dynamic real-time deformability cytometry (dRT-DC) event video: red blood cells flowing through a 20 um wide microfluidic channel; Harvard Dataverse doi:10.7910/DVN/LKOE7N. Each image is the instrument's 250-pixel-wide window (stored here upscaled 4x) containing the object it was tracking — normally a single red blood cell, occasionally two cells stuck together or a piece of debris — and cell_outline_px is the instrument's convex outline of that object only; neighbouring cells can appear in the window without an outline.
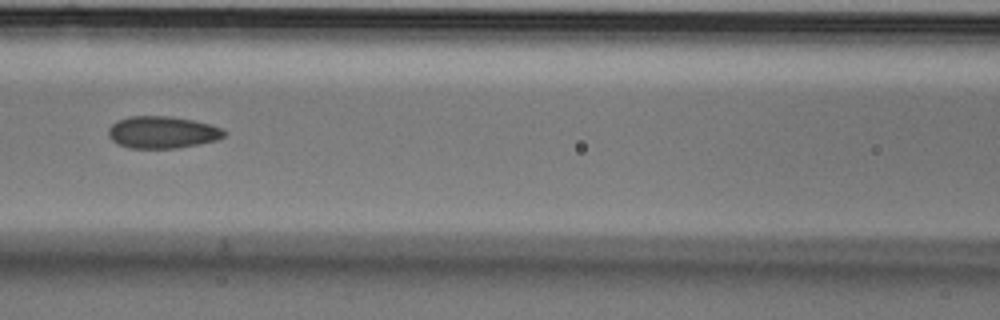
{"species": "Egyptian fruit bat (a non-hibernating species)", "species_latin": "Rousettus aegyptiacus", "temperature_condition": "cold", "stored_images_in_passage": 55, "camera_frame_rate_fps": 3000, "um_per_image_px": 0.085, "animal": {"sex": "male"}, "frame": {"image": 1, "passage_image": 24, "time_ms": 7.667, "image_size_px": [1000, 320], "cell_outline_px": [[228, 132], [224, 136], [216, 140], [200, 144], [180, 148], [128, 148], [112, 140], [108, 136], [108, 128], [116, 120], [132, 116], [168, 116], [192, 120], [208, 124], [220, 128]], "centroid_in_image_um": [13.78, 11.25], "position_along_channel_um": 152.8, "area_um2": 21.62}, "authors_computed_cell_mechanics": {"area_um2": 21.7906, "velocity_mm_per_s": 3.5968, "shape_relaxation_time_tau1_ms": null, "shape_relaxation_time_tau2_ms": 2.413, "deformation_change_tau1": null, "deformation_change_tau2": 0.0759}}